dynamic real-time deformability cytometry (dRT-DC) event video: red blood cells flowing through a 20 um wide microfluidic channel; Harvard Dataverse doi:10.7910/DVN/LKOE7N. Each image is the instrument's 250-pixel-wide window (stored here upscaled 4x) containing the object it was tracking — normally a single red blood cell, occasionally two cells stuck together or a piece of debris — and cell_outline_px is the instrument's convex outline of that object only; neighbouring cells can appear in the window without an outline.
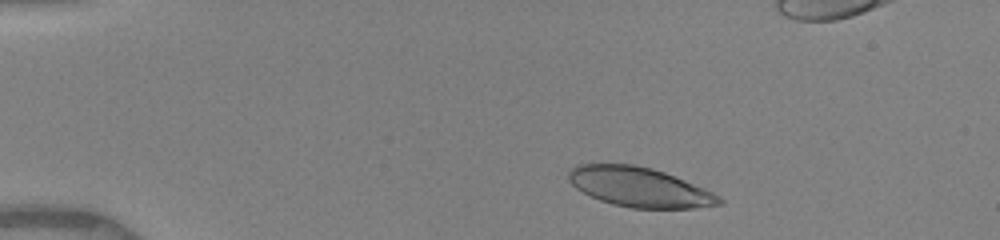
{"species": "human", "species_latin": "Homo sapiens", "temperature_condition": "warm", "stored_images_in_passage": 48, "camera_frame_rate_fps": 3000, "um_per_image_px": 0.085, "donor": {"sex": "female"}, "frame": {"image": 1, "passage_image": 1, "time_ms": 0.0, "image_size_px": [1000, 240], "cell_outline_px": [[724, 204], [692, 208], [632, 208], [612, 204], [600, 200], [576, 188], [568, 180], [568, 172], [576, 164], [632, 164], [652, 168], [664, 172], [704, 188], [720, 196], [724, 200]], "centroid_in_image_um": [54.36, 15.9], "position_along_channel_um": 30.6, "area_um2": 34.62}}
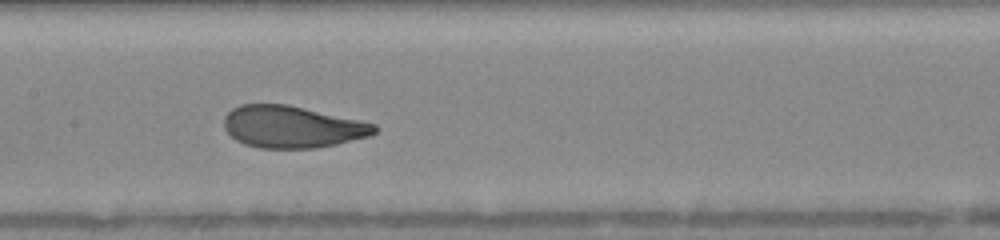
{"frame": {"image": 2, "passage_image": 22, "time_ms": 5.667, "image_size_px": [1000, 240], "cell_outline_px": [[380, 128], [376, 132], [368, 136], [336, 144], [316, 148], [260, 148], [244, 144], [236, 140], [224, 128], [224, 116], [232, 108], [240, 104], [288, 104], [376, 124]], "centroid_in_image_um": [24.82, 10.78], "position_along_channel_um": 182.6, "area_um2": 36.76}}
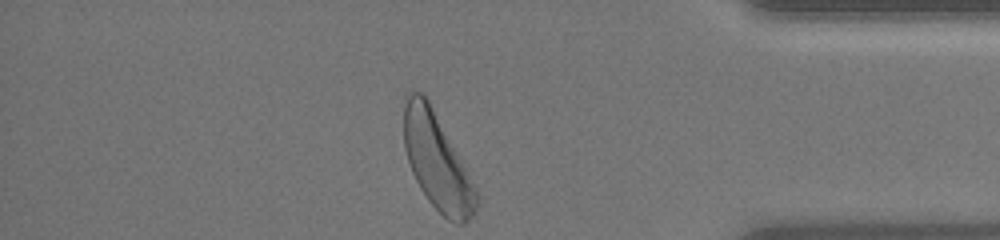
{"frame": {"image": 3, "passage_image": 48, "time_ms": 11.667, "image_size_px": [1000, 240], "cell_outline_px": [[480, 204], [472, 216], [464, 224], [456, 224], [448, 220], [428, 200], [420, 188], [412, 172], [404, 148], [404, 96], [412, 88], [420, 92], [428, 100], [480, 196]], "centroid_in_image_um": [37.14, 13.75], "position_along_channel_um": 398.1, "area_um2": 40.17}, "authors_computed_cell_mechanics": {"area_um2": 37.281, "velocity_mm_per_s": 3.9589, "shape_relaxation_time_tau1_ms": 3.5224, "shape_relaxation_time_tau2_ms": 0.8238, "deformation_change_tau1": 0.1768, "deformation_change_tau2": 0.0713}}